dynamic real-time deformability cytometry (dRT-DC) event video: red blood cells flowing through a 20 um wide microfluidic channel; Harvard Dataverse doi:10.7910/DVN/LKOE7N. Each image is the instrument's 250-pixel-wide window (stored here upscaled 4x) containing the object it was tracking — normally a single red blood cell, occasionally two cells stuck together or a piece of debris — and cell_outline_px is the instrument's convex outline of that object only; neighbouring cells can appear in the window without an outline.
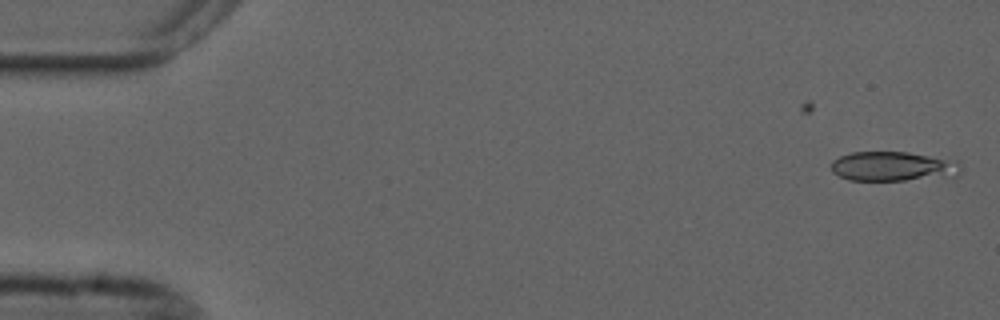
{"species": "common noctule bat (a hibernating species)", "species_latin": "Nyctalus noctula", "temperature_condition": "cold", "stored_images_in_passage": 6, "camera_frame_rate_fps": 3000, "um_per_image_px": 0.085, "animal": {"sex": "male", "forearm_length_mm": 52.5}, "frame": {"image": 1, "passage_image": 1, "time_ms": 0.0, "image_size_px": [1000, 320], "cell_outline_px": [[960, 172], [956, 176], [904, 180], [848, 180], [832, 172], [832, 160], [840, 156], [852, 152], [908, 152], [956, 160], [960, 164]], "centroid_in_image_um": [75.91, 14.14], "position_along_channel_um": 9.1, "area_um2": 22.31}}